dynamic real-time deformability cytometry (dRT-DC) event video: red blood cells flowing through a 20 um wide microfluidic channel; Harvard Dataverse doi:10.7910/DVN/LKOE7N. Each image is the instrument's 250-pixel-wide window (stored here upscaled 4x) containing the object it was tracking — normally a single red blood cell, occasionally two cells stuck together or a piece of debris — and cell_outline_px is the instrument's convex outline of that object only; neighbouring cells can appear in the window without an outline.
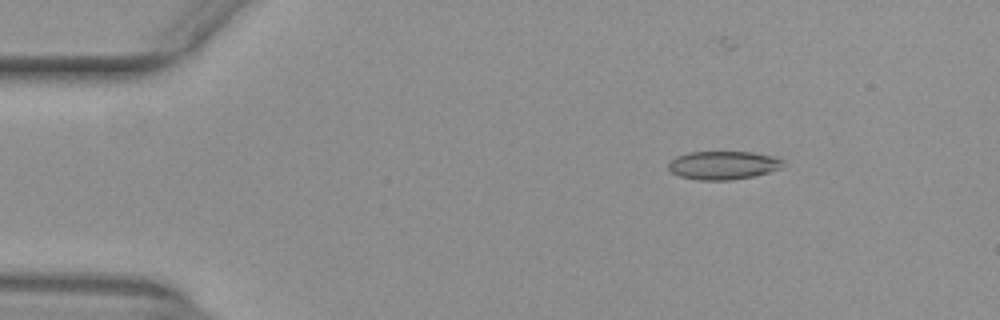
{"species": "common noctule bat (a hibernating species)", "species_latin": "Nyctalus noctula", "temperature_condition": "warm", "stored_images_in_passage": 9, "camera_frame_rate_fps": 3000, "um_per_image_px": 0.085, "animal": {"sex": "female", "body_mass_g": 29.2, "forearm_length_mm": 56.3}, "frame": {"image": 1, "passage_image": 1, "time_ms": 0.0, "image_size_px": [1000, 320], "cell_outline_px": [[784, 164], [780, 168], [756, 176], [732, 180], [696, 180], [680, 176], [672, 172], [668, 168], [668, 164], [676, 156], [688, 152], [752, 152], [776, 156], [784, 160]], "centroid_in_image_um": [61.49, 14.04], "position_along_channel_um": 23.5, "area_um2": 19.13}}
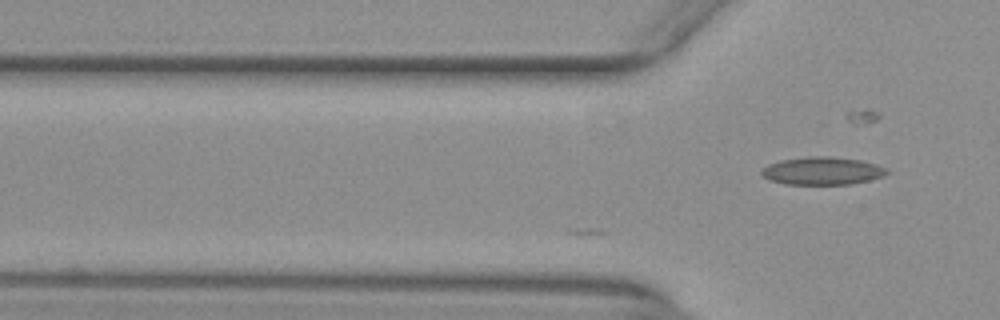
{"frame": {"image": 2, "passage_image": 9, "time_ms": 2.667, "image_size_px": [1000, 320], "cell_outline_px": [[888, 172], [880, 176], [868, 180], [852, 184], [784, 184], [768, 180], [760, 172], [768, 164], [780, 160], [808, 156], [832, 156], [860, 160], [876, 164], [888, 168]], "centroid_in_image_um": [69.87, 14.51], "position_along_channel_um": 55.9, "area_um2": 20.29}}